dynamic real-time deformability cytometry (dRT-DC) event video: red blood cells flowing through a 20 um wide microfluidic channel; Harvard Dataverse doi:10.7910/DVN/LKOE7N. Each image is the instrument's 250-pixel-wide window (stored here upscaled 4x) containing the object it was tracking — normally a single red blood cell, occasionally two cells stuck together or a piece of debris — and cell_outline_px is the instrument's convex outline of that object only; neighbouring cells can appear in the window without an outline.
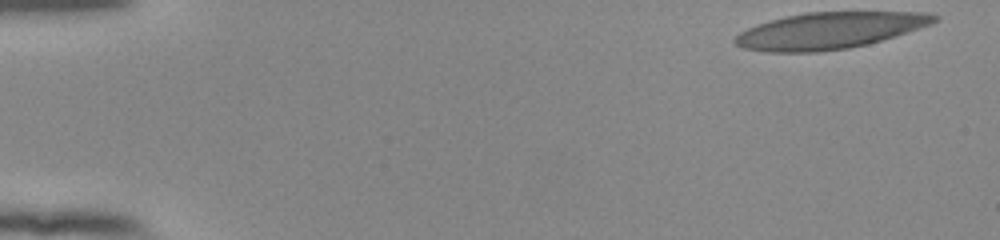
{"species": "human", "species_latin": "Homo sapiens", "temperature_condition": "room temperature", "stored_images_in_passage": 51, "camera_frame_rate_fps": 3000, "um_per_image_px": 0.085, "donor": {"sex": "female"}, "frame": {"image": 1, "passage_image": 1, "time_ms": 0.0, "image_size_px": [1000, 240], "cell_outline_px": [[940, 16], [932, 24], [908, 32], [868, 44], [848, 48], [816, 52], [764, 52], [744, 48], [736, 44], [732, 40], [740, 32], [756, 24], [768, 20], [804, 12], [928, 12]], "centroid_in_image_um": [70.49, 2.59], "position_along_channel_um": 14.5, "area_um2": 42.48}}
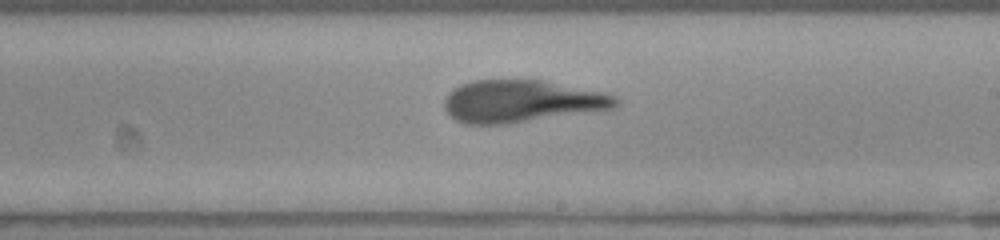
{"frame": {"image": 2, "passage_image": 30, "time_ms": 9.667, "image_size_px": [1000, 240], "cell_outline_px": [[616, 104], [612, 108], [508, 124], [464, 124], [456, 120], [444, 108], [444, 100], [448, 92], [460, 84], [472, 80], [540, 80], [604, 92], [616, 96]], "centroid_in_image_um": [44.26, 8.6], "position_along_channel_um": 244.7, "area_um2": 41.85}}
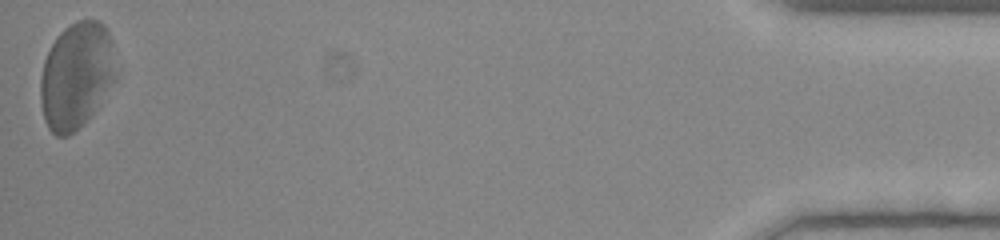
{"frame": {"image": 3, "passage_image": 51, "time_ms": 16.667, "image_size_px": [1000, 240], "cell_outline_px": [[112, 80], [92, 112], [68, 136], [56, 136], [48, 128], [44, 120], [40, 100], [40, 76], [44, 60], [56, 36], [64, 28], [76, 20], [100, 20], [108, 28], [112, 40]], "centroid_in_image_um": [6.41, 6.37], "position_along_channel_um": 428.8, "area_um2": 45.66}, "authors_computed_cell_mechanics": {"area_um2": 42.8876, "velocity_mm_per_s": 3.8418, "shape_relaxation_time_tau1_ms": 5.9175, "shape_relaxation_time_tau2_ms": 1.687, "deformation_change_tau1": 0.2461, "deformation_change_tau2": 0.1122}}